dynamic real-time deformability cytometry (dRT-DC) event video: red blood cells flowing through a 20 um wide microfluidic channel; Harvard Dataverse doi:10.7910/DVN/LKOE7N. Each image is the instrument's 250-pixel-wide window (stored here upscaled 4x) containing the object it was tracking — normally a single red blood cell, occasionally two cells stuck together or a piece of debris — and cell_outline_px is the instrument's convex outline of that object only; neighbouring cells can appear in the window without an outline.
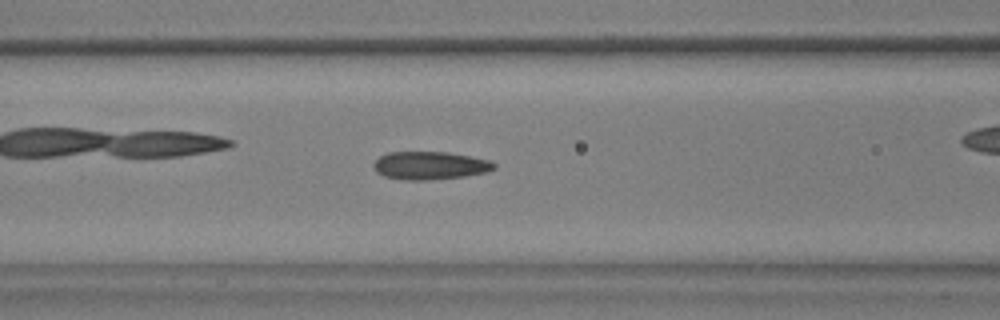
{"species": "common noctule bat (a hibernating species)", "species_latin": "Nyctalus noctula", "temperature_condition": "warm", "stored_images_in_passage": 40, "camera_frame_rate_fps": 3000, "um_per_image_px": 0.085, "animal": {"sex": "male", "body_mass_g": 17.9, "forearm_length_mm": 54.2}, "frame": {"image": 1, "passage_image": 12, "time_ms": 3.667, "image_size_px": [1000, 320], "cell_outline_px": [[496, 168], [488, 172], [464, 176], [428, 180], [408, 180], [384, 176], [376, 172], [372, 164], [380, 156], [388, 152], [448, 152], [492, 160], [496, 164]], "centroid_in_image_um": [36.58, 14.06], "position_along_channel_um": 130.0, "area_um2": 19.77}, "authors_computed_cell_mechanics": {"area_um2": 19.4786, "velocity_mm_per_s": 3.6237, "shape_relaxation_time_tau1_ms": 6.4611, "shape_relaxation_time_tau2_ms": 2.1258, "deformation_change_tau1": 0.1844, "deformation_change_tau2": 0.1048}}